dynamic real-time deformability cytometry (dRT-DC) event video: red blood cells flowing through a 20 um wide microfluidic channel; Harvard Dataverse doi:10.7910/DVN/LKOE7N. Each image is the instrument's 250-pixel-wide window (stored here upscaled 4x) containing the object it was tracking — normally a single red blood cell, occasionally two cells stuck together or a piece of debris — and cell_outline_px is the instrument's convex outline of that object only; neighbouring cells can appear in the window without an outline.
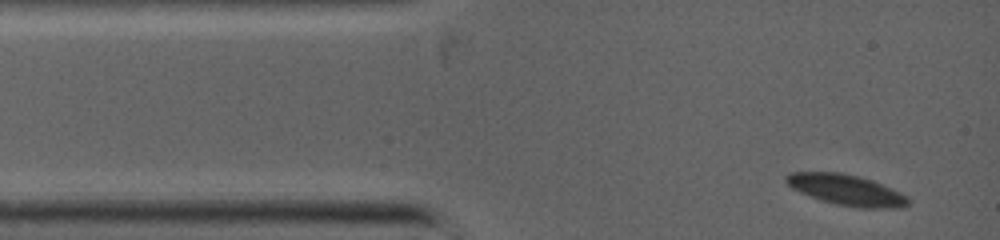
{"species": "common noctule bat (a hibernating species)", "species_latin": "Nyctalus noctula", "temperature_condition": "warm", "stored_images_in_passage": 9, "camera_frame_rate_fps": 5000, "um_per_image_px": 0.085, "animal": {"sex": "female", "body_mass_g": 19.0, "forearm_length_mm": 53.3}, "frame": {"image": 1, "passage_image": 1, "time_ms": 0.0, "image_size_px": [1000, 240], "cell_outline_px": [[908, 204], [900, 208], [860, 208], [836, 204], [820, 200], [800, 192], [792, 188], [784, 180], [784, 176], [788, 172], [840, 172], [872, 180], [892, 188], [908, 196]], "centroid_in_image_um": [71.92, 16.14], "position_along_channel_um": 13.1, "area_um2": 21.91}}
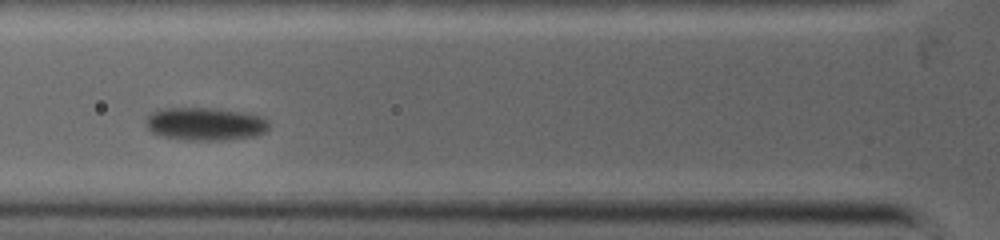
{"frame": {"image": 2, "passage_image": 6, "time_ms": 3.2, "image_size_px": [1000, 240], "cell_outline_px": [[268, 128], [264, 132], [252, 136], [220, 140], [184, 140], [164, 136], [152, 132], [148, 128], [144, 120], [152, 112], [164, 108], [216, 108], [240, 112], [260, 116], [268, 120]], "centroid_in_image_um": [17.41, 10.53], "position_along_channel_um": 108.4, "area_um2": 23.41}}
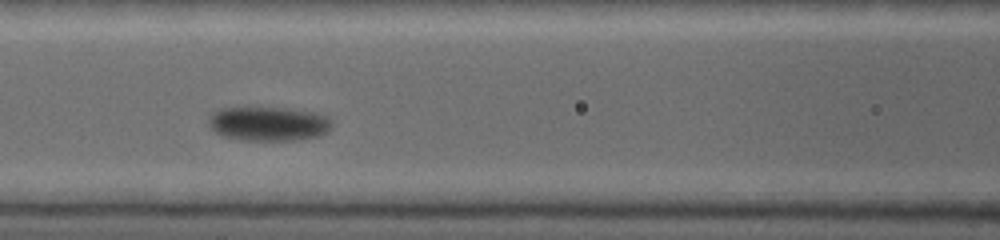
{"frame": {"image": 3, "passage_image": 8, "time_ms": 4.0, "image_size_px": [1000, 240], "cell_outline_px": [[332, 128], [328, 132], [320, 136], [296, 140], [240, 140], [220, 136], [208, 124], [208, 116], [212, 112], [220, 108], [244, 104], [288, 108], [312, 112], [324, 116], [332, 124]], "centroid_in_image_um": [22.72, 10.47], "position_along_channel_um": 143.9, "area_um2": 25.66}}